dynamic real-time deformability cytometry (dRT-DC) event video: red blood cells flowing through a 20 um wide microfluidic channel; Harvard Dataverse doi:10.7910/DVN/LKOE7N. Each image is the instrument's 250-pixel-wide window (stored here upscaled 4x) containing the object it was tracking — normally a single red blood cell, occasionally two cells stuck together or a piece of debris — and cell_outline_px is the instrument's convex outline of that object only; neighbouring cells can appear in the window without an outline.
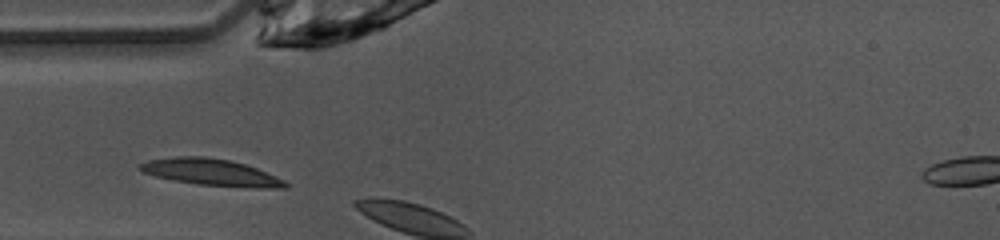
{"species": "common noctule bat (a hibernating species)", "species_latin": "Nyctalus noctula", "temperature_condition": "warm", "stored_images_in_passage": 2, "camera_frame_rate_fps": 3000, "um_per_image_px": 0.085, "animal": {"sex": "female", "body_mass_g": 10.0, "forearm_length_mm": 53.1}, "frame": {"image": 1, "passage_image": 1, "time_ms": 0.0, "image_size_px": [1000, 240], "cell_outline_px": [[288, 188], [252, 188], [196, 184], [172, 180], [140, 172], [136, 168], [140, 164], [148, 160], [176, 156], [204, 156], [228, 160], [244, 164], [256, 168], [276, 176], [284, 180], [288, 184]], "centroid_in_image_um": [17.92, 14.65], "position_along_channel_um": 67.1, "area_um2": 22.72}}